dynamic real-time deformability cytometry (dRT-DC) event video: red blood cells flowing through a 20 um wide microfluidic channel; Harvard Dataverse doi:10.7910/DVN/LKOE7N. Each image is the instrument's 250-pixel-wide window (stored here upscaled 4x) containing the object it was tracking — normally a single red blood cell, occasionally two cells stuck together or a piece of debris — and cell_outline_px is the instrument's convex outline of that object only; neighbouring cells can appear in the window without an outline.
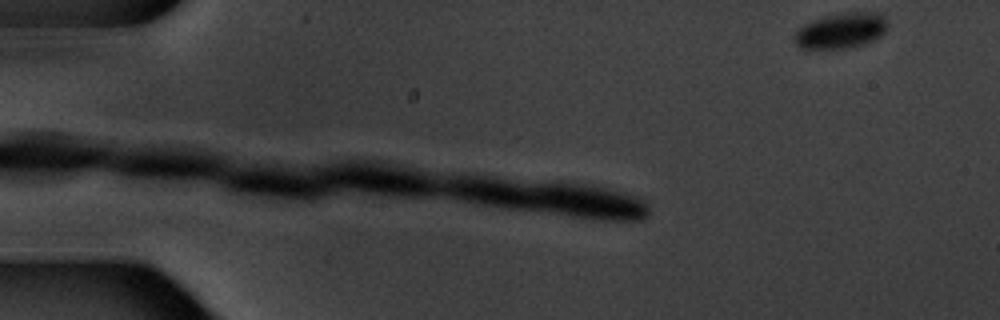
{"species": "common noctule bat (a hibernating species)", "species_latin": "Nyctalus noctula", "temperature_condition": "warm", "stored_images_in_passage": 3, "camera_frame_rate_fps": 3000, "um_per_image_px": 0.085, "animal": {"sex": "male", "body_mass_g": 20.1, "forearm_length_mm": 53.5}, "frame": {"image": 1, "passage_image": 3, "time_ms": 2.333, "image_size_px": [1000, 320], "cell_outline_px": [[888, 24], [884, 32], [880, 36], [864, 44], [844, 48], [800, 48], [792, 40], [796, 32], [804, 24], [812, 20], [844, 12], [876, 12]], "centroid_in_image_um": [71.45, 2.6], "position_along_channel_um": 13.5, "area_um2": 18.9}}